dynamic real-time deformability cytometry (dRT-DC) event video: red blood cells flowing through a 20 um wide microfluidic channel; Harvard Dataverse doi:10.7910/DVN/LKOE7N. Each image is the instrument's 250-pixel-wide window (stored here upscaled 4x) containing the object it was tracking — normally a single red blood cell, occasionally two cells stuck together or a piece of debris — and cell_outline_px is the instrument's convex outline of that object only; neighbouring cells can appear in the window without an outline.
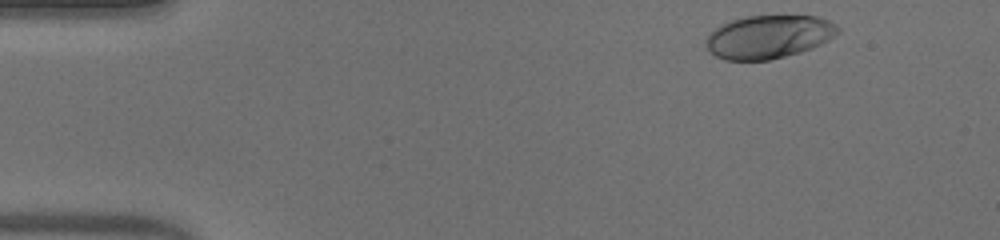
{"species": "human", "species_latin": "Homo sapiens", "temperature_condition": "warm", "stored_images_in_passage": 40, "camera_frame_rate_fps": 3000, "um_per_image_px": 0.085, "donor": {"sex": "male"}, "frame": {"image": 1, "passage_image": 2, "time_ms": 0.333, "image_size_px": [1000, 240], "cell_outline_px": [[840, 32], [828, 40], [812, 48], [800, 52], [768, 60], [724, 60], [716, 56], [704, 44], [704, 40], [720, 24], [732, 20], [748, 16], [816, 16], [828, 20], [836, 24], [840, 28]], "centroid_in_image_um": [65.34, 3.12], "position_along_channel_um": 19.7, "area_um2": 33.12}}
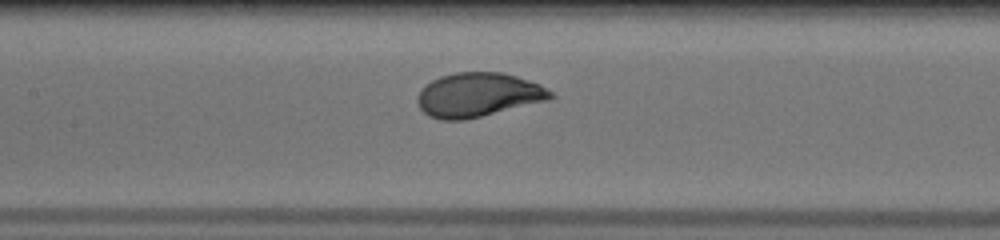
{"frame": {"image": 2, "passage_image": 21, "time_ms": 6.667, "image_size_px": [1000, 240], "cell_outline_px": [[556, 96], [548, 100], [464, 120], [440, 120], [428, 116], [420, 108], [416, 100], [416, 96], [432, 80], [440, 76], [456, 72], [500, 72], [516, 76], [540, 84], [552, 92]], "centroid_in_image_um": [40.63, 8.06], "position_along_channel_um": 166.8, "area_um2": 34.04}}
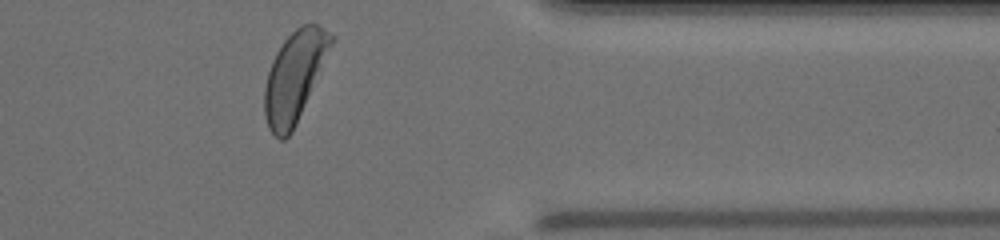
{"frame": {"image": 3, "passage_image": 39, "time_ms": 12.667, "image_size_px": [1000, 240], "cell_outline_px": [[336, 40], [296, 124], [292, 132], [284, 140], [280, 140], [268, 128], [264, 116], [264, 88], [268, 72], [272, 60], [276, 52], [284, 40], [300, 24], [316, 24], [336, 36]], "centroid_in_image_um": [25.05, 6.49], "position_along_channel_um": 386.4, "area_um2": 35.14}, "authors_computed_cell_mechanics": {"area_um2": 33.6974, "velocity_mm_per_s": 3.9025, "shape_relaxation_time_tau1_ms": 3.0272, "shape_relaxation_time_tau2_ms": null, "deformation_change_tau1": 0.2012, "deformation_change_tau2": null}}